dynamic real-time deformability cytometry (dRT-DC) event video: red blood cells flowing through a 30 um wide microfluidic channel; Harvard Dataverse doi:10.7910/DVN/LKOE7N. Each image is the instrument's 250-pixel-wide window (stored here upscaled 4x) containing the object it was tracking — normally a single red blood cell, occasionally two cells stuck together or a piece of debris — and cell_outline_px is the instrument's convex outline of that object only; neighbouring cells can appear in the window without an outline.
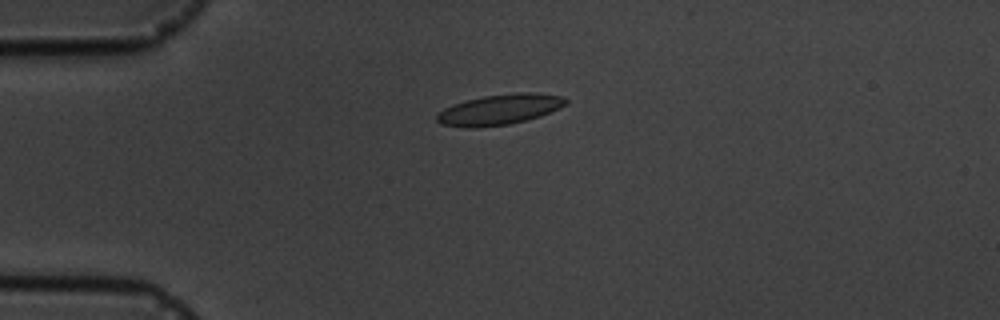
{"species": "common noctule bat (a hibernating species)", "species_latin": "Nyctalus noctula", "temperature_condition": "cold", "stored_images_in_passage": 5, "camera_frame_rate_fps": 3000, "um_per_image_px": 0.085, "animal": {"sex": "male", "body_mass_g": 19.5, "forearm_length_mm": 54.6}, "frame": {"image": 1, "passage_image": 4, "time_ms": 3.667, "image_size_px": [1000, 320], "cell_outline_px": [[568, 104], [560, 108], [540, 116], [508, 124], [476, 128], [468, 128], [440, 124], [436, 120], [436, 116], [444, 108], [452, 104], [484, 96], [516, 92], [536, 92], [564, 96], [568, 100]], "centroid_in_image_um": [42.49, 9.3], "position_along_channel_um": 42.5, "area_um2": 23.0}}